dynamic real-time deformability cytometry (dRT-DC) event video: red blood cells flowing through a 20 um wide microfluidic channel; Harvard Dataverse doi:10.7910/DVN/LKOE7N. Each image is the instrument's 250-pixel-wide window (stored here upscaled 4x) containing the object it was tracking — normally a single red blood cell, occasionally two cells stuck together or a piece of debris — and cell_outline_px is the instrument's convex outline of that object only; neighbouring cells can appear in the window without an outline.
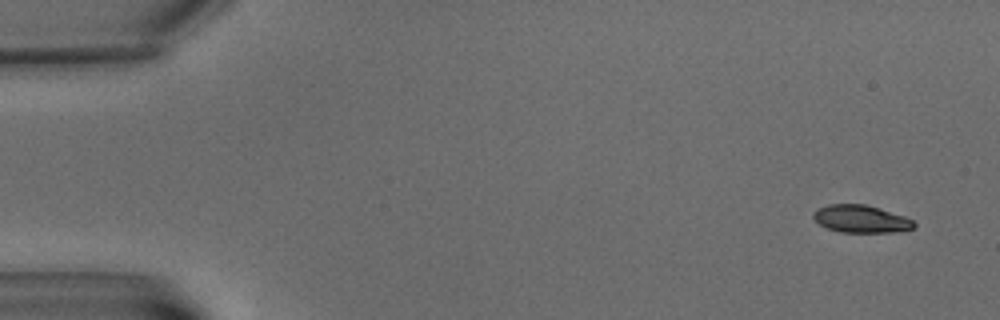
{"species": "common noctule bat (a hibernating species)", "species_latin": "Nyctalus noctula", "temperature_condition": "warm", "stored_images_in_passage": 7, "camera_frame_rate_fps": 3000, "um_per_image_px": 0.085, "animal": {"sex": "male", "body_mass_g": 15.6}, "frame": {"image": 1, "passage_image": 1, "time_ms": 0.0, "image_size_px": [1000, 320], "cell_outline_px": [[916, 228], [892, 232], [840, 232], [828, 228], [820, 224], [812, 216], [812, 212], [816, 208], [828, 204], [864, 204], [880, 208], [904, 216], [912, 220], [916, 224]], "centroid_in_image_um": [73.17, 18.6], "position_along_channel_um": 11.8, "area_um2": 16.18}}
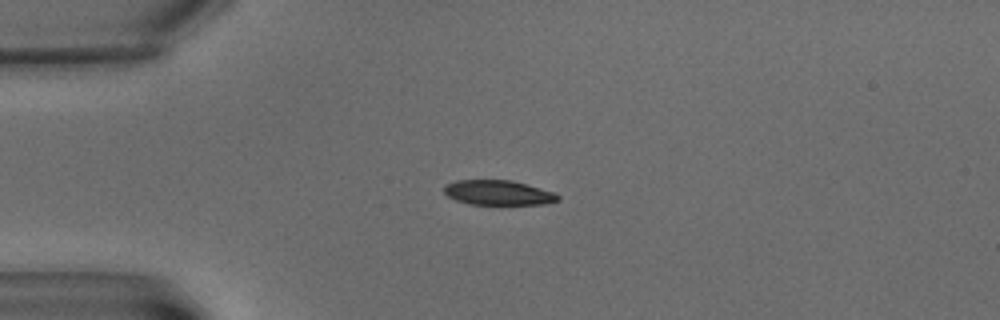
{"frame": {"image": 2, "passage_image": 5, "time_ms": 4.667, "image_size_px": [1000, 320], "cell_outline_px": [[560, 200], [544, 204], [468, 204], [456, 200], [448, 196], [444, 192], [444, 184], [456, 180], [512, 180], [556, 192], [560, 196]], "centroid_in_image_um": [42.36, 16.37], "position_along_channel_um": 42.6, "area_um2": 16.59}}